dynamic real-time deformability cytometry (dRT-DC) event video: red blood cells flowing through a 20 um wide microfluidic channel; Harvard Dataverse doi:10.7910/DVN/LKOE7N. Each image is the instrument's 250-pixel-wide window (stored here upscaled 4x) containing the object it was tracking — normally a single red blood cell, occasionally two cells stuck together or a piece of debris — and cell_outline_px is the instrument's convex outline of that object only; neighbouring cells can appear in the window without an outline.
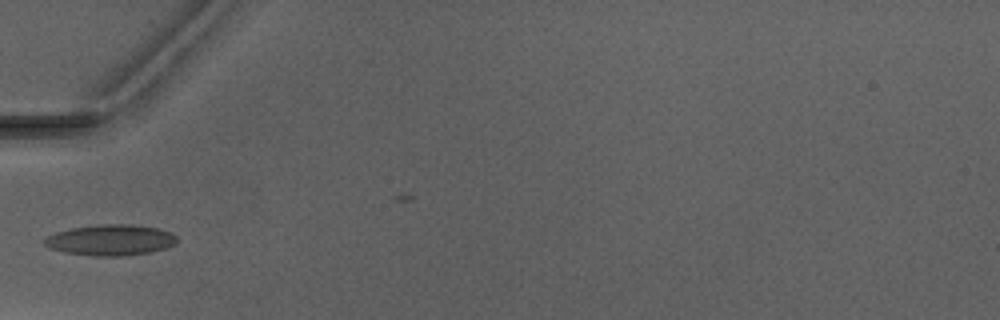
{"species": "Egyptian fruit bat (a non-hibernating species)", "species_latin": "Rousettus aegyptiacus", "temperature_condition": "warm", "stored_images_in_passage": 5, "camera_frame_rate_fps": 3000, "um_per_image_px": 0.085, "animal": {"sex": "male"}, "frame": {"image": 1, "passage_image": 4, "time_ms": 3.667, "image_size_px": [1000, 320], "cell_outline_px": [[176, 244], [168, 248], [152, 252], [120, 256], [92, 256], [64, 252], [52, 248], [44, 244], [44, 240], [48, 236], [56, 232], [72, 228], [96, 224], [132, 224], [160, 228], [172, 232], [176, 236]], "centroid_in_image_um": [9.46, 20.4], "position_along_channel_um": 75.5, "area_um2": 24.04}}
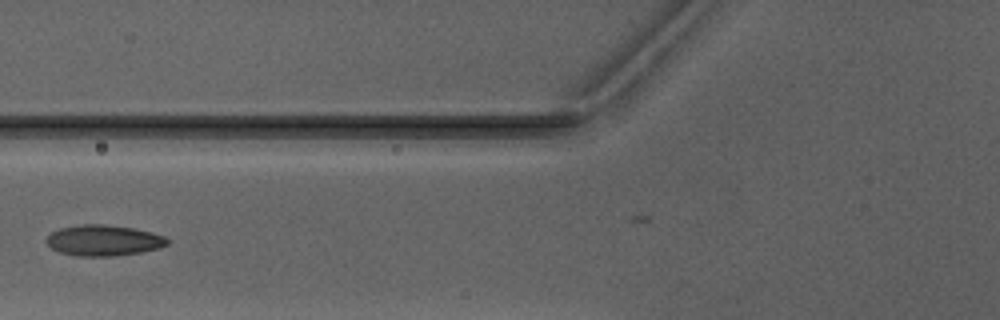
{"frame": {"image": 2, "passage_image": 5, "time_ms": 4.667, "image_size_px": [1000, 320], "cell_outline_px": [[168, 244], [160, 248], [140, 252], [116, 256], [76, 256], [60, 252], [52, 248], [44, 240], [52, 232], [60, 228], [84, 224], [104, 224], [132, 228], [152, 232], [164, 236], [168, 240]], "centroid_in_image_um": [8.81, 20.44], "position_along_channel_um": 117.0, "area_um2": 21.68}}